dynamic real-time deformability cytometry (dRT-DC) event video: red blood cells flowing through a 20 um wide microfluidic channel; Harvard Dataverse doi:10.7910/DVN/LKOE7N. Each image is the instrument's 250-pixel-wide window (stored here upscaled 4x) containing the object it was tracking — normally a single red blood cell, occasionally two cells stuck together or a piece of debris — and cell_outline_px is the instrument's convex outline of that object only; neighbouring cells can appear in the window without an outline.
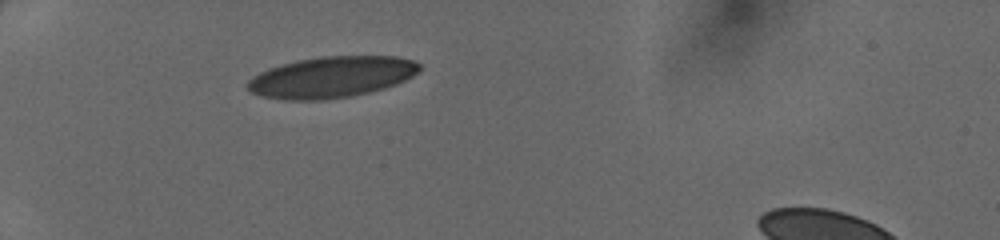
{"species": "human", "species_latin": "Homo sapiens", "temperature_condition": "cold", "stored_images_in_passage": 31, "camera_frame_rate_fps": 3000, "um_per_image_px": 0.085, "donor": {"sex": "female"}, "frame": {"image": 1, "passage_image": 1, "time_ms": 0.0, "image_size_px": [1000, 240], "cell_outline_px": [[420, 68], [412, 76], [396, 84], [384, 88], [352, 96], [324, 100], [284, 100], [264, 96], [252, 92], [248, 88], [248, 80], [252, 76], [268, 68], [300, 60], [324, 56], [396, 56], [412, 60], [420, 64]], "centroid_in_image_um": [28.18, 6.55], "position_along_channel_um": 56.8, "area_um2": 40.92}}
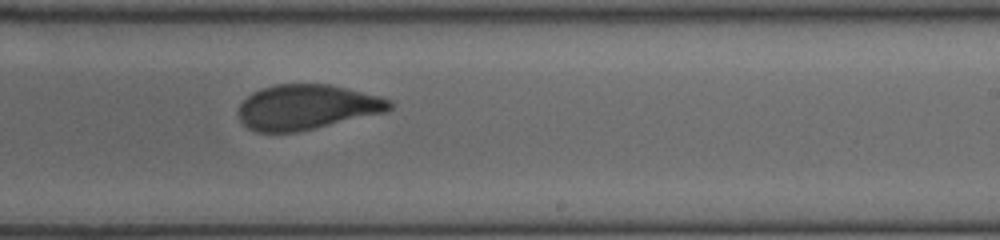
{"frame": {"image": 2, "passage_image": 15, "time_ms": 4.667, "image_size_px": [1000, 240], "cell_outline_px": [[392, 108], [388, 112], [296, 132], [256, 132], [248, 128], [240, 120], [236, 112], [240, 104], [252, 92], [260, 88], [276, 84], [328, 84], [392, 100]], "centroid_in_image_um": [26.04, 9.11], "position_along_channel_um": 263.0, "area_um2": 39.59}}
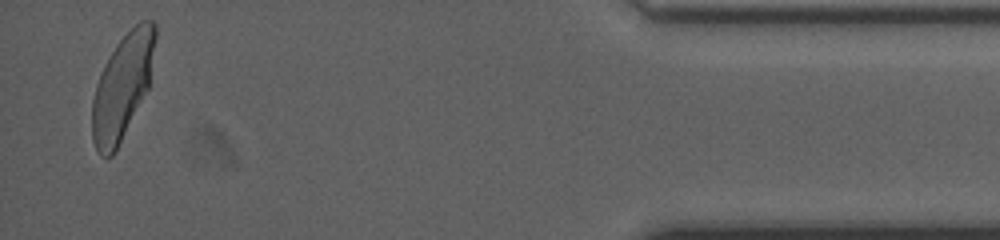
{"frame": {"image": 3, "passage_image": 30, "time_ms": 9.667, "image_size_px": [1000, 240], "cell_outline_px": [[156, 36], [148, 88], [112, 156], [100, 156], [92, 140], [92, 100], [96, 84], [100, 72], [104, 64], [116, 44], [140, 20], [152, 20], [156, 24]], "centroid_in_image_um": [10.39, 7.33], "position_along_channel_um": 424.8, "area_um2": 37.92}}